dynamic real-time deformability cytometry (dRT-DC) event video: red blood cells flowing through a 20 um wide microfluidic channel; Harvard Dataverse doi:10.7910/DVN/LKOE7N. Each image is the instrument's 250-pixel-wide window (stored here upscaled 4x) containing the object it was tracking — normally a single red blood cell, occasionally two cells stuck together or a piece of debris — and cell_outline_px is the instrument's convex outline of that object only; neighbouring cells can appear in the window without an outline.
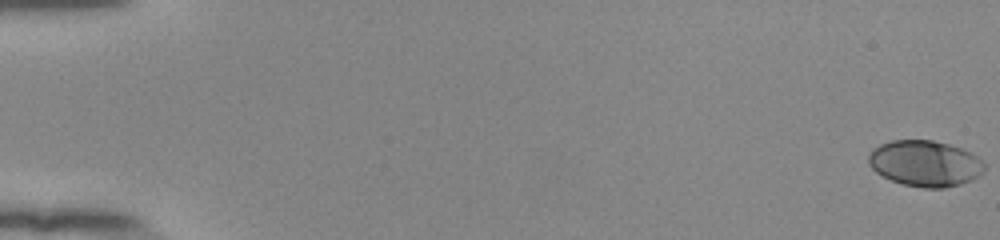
{"species": "human", "species_latin": "Homo sapiens", "temperature_condition": "room temperature", "stored_images_in_passage": 55, "camera_frame_rate_fps": 3000, "um_per_image_px": 0.085, "donor": {"sex": "female"}, "frame": {"image": 1, "passage_image": 1, "time_ms": 0.0, "image_size_px": [1000, 240], "cell_outline_px": [[984, 172], [980, 176], [972, 180], [960, 184], [944, 188], [924, 188], [904, 184], [892, 180], [876, 172], [868, 164], [868, 156], [872, 148], [880, 144], [892, 140], [932, 140], [948, 144], [972, 152], [984, 160]], "centroid_in_image_um": [78.65, 13.89], "position_along_channel_um": 6.3, "area_um2": 31.27}}
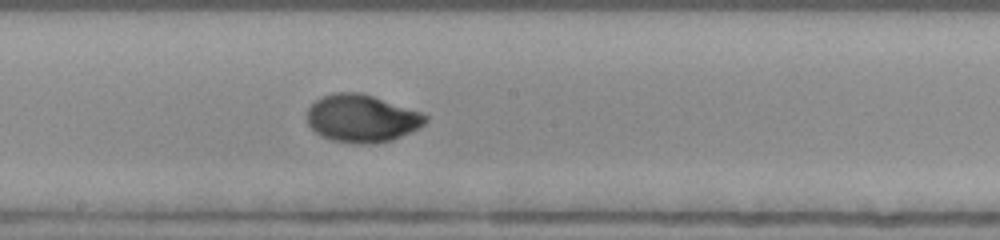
{"frame": {"image": 2, "passage_image": 32, "time_ms": 10.333, "image_size_px": [1000, 240], "cell_outline_px": [[428, 120], [424, 124], [412, 132], [392, 140], [372, 144], [356, 144], [332, 140], [320, 136], [308, 124], [308, 108], [316, 100], [332, 92], [360, 92], [420, 112], [428, 116]], "centroid_in_image_um": [30.75, 10.08], "position_along_channel_um": 217.4, "area_um2": 32.77}}
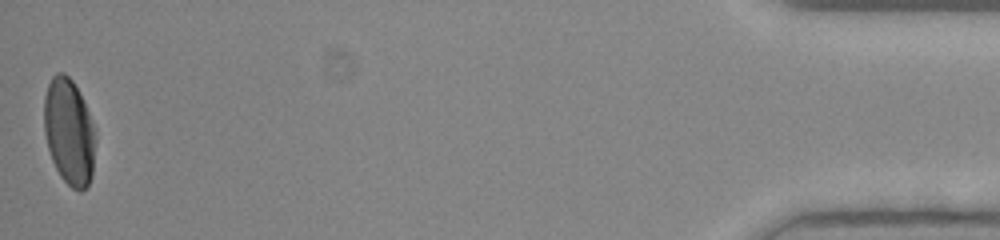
{"frame": {"image": 3, "passage_image": 55, "time_ms": 18.0, "image_size_px": [1000, 240], "cell_outline_px": [[96, 140], [92, 176], [88, 184], [80, 192], [72, 188], [60, 176], [52, 160], [48, 148], [44, 132], [44, 96], [48, 84], [52, 76], [56, 72], [64, 72], [72, 80], [96, 128]], "centroid_in_image_um": [5.88, 11.21], "position_along_channel_um": 429.3, "area_um2": 31.96}, "authors_computed_cell_mechanics": {"area_um2": 31.1542, "velocity_mm_per_s": 3.8896, "shape_relaxation_time_tau1_ms": 3.0564, "shape_relaxation_time_tau2_ms": null, "deformation_change_tau1": 0.1674, "deformation_change_tau2": null}}